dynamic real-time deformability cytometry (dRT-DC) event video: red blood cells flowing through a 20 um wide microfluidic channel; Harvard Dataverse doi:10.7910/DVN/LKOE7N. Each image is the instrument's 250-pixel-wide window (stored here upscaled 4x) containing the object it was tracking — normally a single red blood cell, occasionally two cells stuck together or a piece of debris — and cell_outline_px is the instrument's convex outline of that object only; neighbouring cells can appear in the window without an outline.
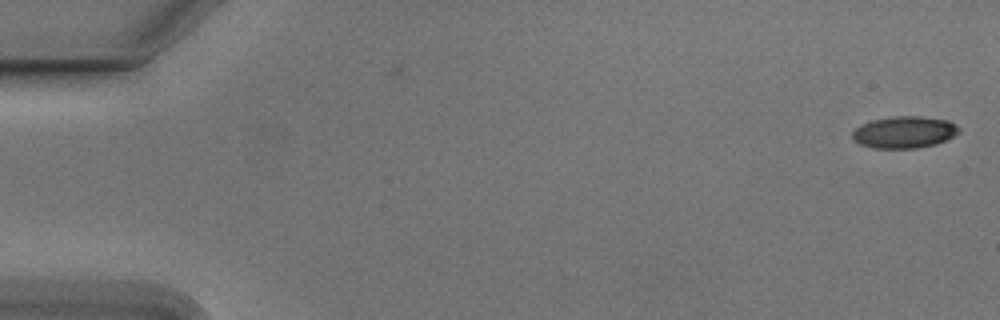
{"species": "Egyptian fruit bat (a non-hibernating species)", "species_latin": "Rousettus aegyptiacus", "temperature_condition": "cold", "stored_images_in_passage": 5, "camera_frame_rate_fps": 3000, "um_per_image_px": 0.085, "animal": {"sex": "male"}, "frame": {"image": 1, "passage_image": 1, "time_ms": 0.0, "image_size_px": [1000, 320], "cell_outline_px": [[960, 132], [936, 144], [916, 148], [872, 148], [860, 144], [852, 140], [852, 132], [860, 124], [872, 120], [892, 116], [920, 116], [948, 120], [956, 124], [960, 128]], "centroid_in_image_um": [76.84, 11.23], "position_along_channel_um": 8.2, "area_um2": 19.88}}